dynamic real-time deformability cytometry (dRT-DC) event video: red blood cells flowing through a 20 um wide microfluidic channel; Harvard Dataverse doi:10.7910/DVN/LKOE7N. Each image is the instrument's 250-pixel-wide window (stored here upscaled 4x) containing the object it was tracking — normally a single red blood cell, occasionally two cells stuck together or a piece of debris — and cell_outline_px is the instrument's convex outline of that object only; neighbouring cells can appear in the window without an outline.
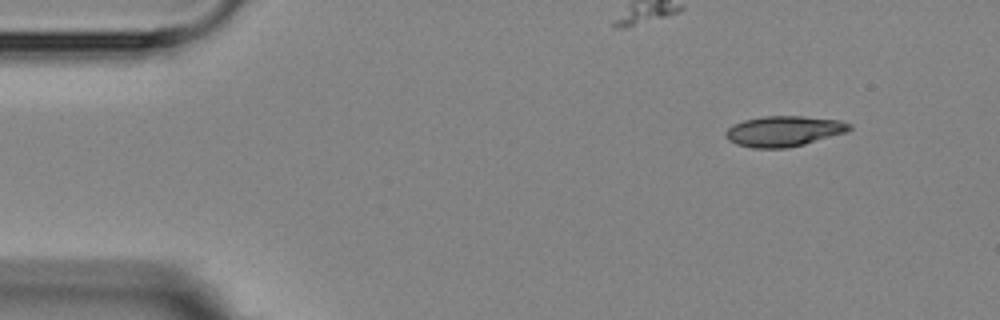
{"species": "Egyptian fruit bat (a non-hibernating species)", "species_latin": "Rousettus aegyptiacus", "temperature_condition": "room temperature", "stored_images_in_passage": 3, "camera_frame_rate_fps": 3000, "um_per_image_px": 0.085, "animal": {"sex": "female"}, "frame": {"image": 1, "passage_image": 1, "time_ms": 0.0, "image_size_px": [1000, 320], "cell_outline_px": [[852, 128], [848, 132], [804, 144], [784, 148], [752, 148], [736, 144], [728, 140], [724, 132], [732, 124], [744, 120], [764, 116], [804, 116], [840, 120], [852, 124]], "centroid_in_image_um": [66.63, 11.14], "position_along_channel_um": 18.4, "area_um2": 22.14}}